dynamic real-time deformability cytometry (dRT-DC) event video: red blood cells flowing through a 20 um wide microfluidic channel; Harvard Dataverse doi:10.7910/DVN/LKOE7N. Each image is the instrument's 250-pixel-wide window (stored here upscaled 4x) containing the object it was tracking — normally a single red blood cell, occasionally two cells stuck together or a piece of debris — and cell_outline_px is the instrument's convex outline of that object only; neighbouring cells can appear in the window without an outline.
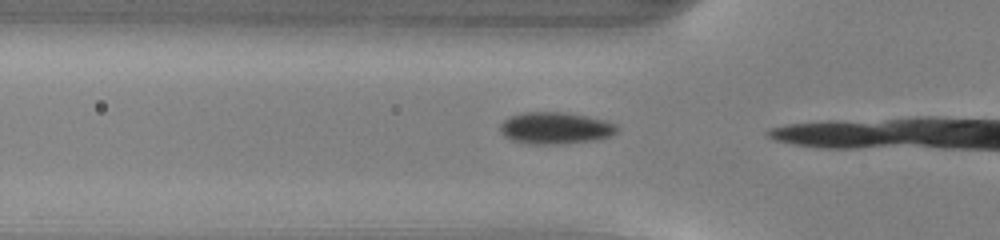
{"species": "common noctule bat (a hibernating species)", "species_latin": "Nyctalus noctula", "temperature_condition": "warm", "stored_images_in_passage": 5, "camera_frame_rate_fps": 3000, "um_per_image_px": 0.085, "animal": {"sex": "male", "body_mass_g": 13.0, "forearm_length_mm": 53.1}, "frame": {"image": 1, "passage_image": 3, "time_ms": 0.667, "image_size_px": [1000, 240], "cell_outline_px": [[620, 128], [616, 132], [608, 136], [592, 140], [556, 144], [528, 144], [508, 140], [500, 132], [500, 124], [504, 120], [512, 116], [524, 112], [560, 112], [584, 116], [604, 120], [616, 124]], "centroid_in_image_um": [47.15, 10.89], "position_along_channel_um": 78.6, "area_um2": 21.5}}